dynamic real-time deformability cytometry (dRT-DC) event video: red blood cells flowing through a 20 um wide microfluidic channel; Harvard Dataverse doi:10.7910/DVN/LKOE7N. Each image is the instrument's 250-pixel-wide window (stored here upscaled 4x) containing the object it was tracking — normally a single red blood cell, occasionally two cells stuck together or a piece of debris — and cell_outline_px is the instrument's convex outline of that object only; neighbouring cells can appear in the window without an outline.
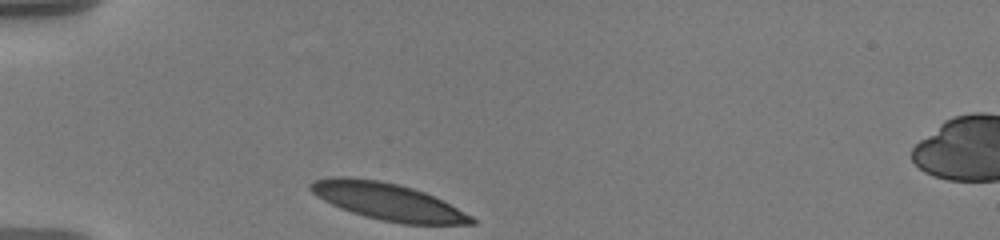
{"species": "human", "species_latin": "Homo sapiens", "temperature_condition": "warm", "stored_images_in_passage": 33, "camera_frame_rate_fps": 3000, "um_per_image_px": 0.085, "donor": {"sex": "male"}, "frame": {"image": 1, "passage_image": 1, "time_ms": 0.0, "image_size_px": [1000, 240], "cell_outline_px": [[476, 224], [404, 224], [380, 220], [364, 216], [340, 208], [316, 196], [308, 188], [308, 184], [316, 180], [332, 176], [348, 176], [380, 180], [412, 188], [424, 192], [472, 216], [476, 220]], "centroid_in_image_um": [32.91, 17.12], "position_along_channel_um": 52.1, "area_um2": 34.45}}
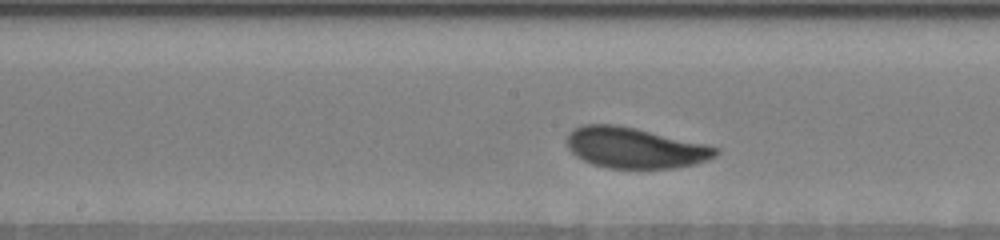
{"frame": {"image": 2, "passage_image": 15, "time_ms": 4.667, "image_size_px": [1000, 240], "cell_outline_px": [[720, 152], [716, 156], [708, 160], [696, 164], [672, 168], [608, 168], [592, 164], [576, 156], [568, 148], [568, 132], [572, 128], [584, 124], [616, 124], [636, 128], [704, 144], [720, 148]], "centroid_in_image_um": [53.96, 12.56], "position_along_channel_um": 194.2, "area_um2": 35.32}}
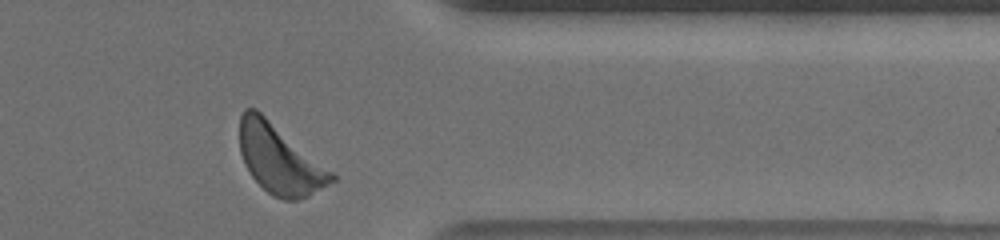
{"frame": {"image": 3, "passage_image": 32, "time_ms": 10.333, "image_size_px": [1000, 240], "cell_outline_px": [[336, 180], [308, 196], [296, 200], [284, 200], [272, 196], [252, 176], [244, 164], [240, 152], [240, 116], [244, 108], [256, 108], [332, 172], [336, 176]], "centroid_in_image_um": [23.74, 13.54], "position_along_channel_um": 387.7, "area_um2": 36.47}, "authors_computed_cell_mechanics": {"area_um2": 34.9112, "velocity_mm_per_s": 3.5274, "shape_relaxation_time_tau1_ms": 2.6563, "shape_relaxation_time_tau2_ms": null, "deformation_change_tau1": 0.1104, "deformation_change_tau2": null}}